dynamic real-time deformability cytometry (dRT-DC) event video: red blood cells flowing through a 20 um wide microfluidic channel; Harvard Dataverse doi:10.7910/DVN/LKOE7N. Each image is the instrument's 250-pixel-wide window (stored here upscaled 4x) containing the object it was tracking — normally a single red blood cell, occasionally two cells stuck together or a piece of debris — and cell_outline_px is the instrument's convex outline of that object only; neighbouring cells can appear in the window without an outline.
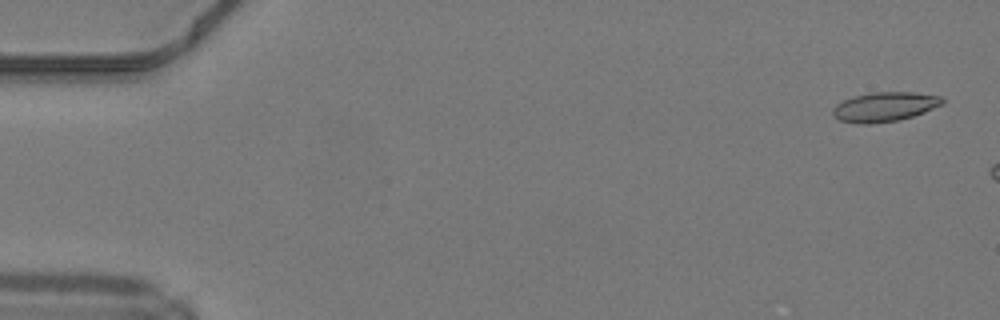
{"species": "common noctule bat (a hibernating species)", "species_latin": "Nyctalus noctula", "temperature_condition": "warm", "stored_images_in_passage": 7, "camera_frame_rate_fps": 3000, "um_per_image_px": 0.085, "animal": {"sex": "male", "body_mass_g": 19.2, "forearm_length_mm": 51.8}, "frame": {"image": 1, "passage_image": 2, "time_ms": 0.333, "image_size_px": [1000, 320], "cell_outline_px": [[944, 104], [924, 112], [900, 120], [872, 124], [860, 124], [840, 120], [832, 116], [832, 108], [836, 104], [844, 100], [856, 96], [872, 92], [912, 92], [940, 96], [944, 100]], "centroid_in_image_um": [75.18, 9.09], "position_along_channel_um": 9.8, "area_um2": 18.84}}